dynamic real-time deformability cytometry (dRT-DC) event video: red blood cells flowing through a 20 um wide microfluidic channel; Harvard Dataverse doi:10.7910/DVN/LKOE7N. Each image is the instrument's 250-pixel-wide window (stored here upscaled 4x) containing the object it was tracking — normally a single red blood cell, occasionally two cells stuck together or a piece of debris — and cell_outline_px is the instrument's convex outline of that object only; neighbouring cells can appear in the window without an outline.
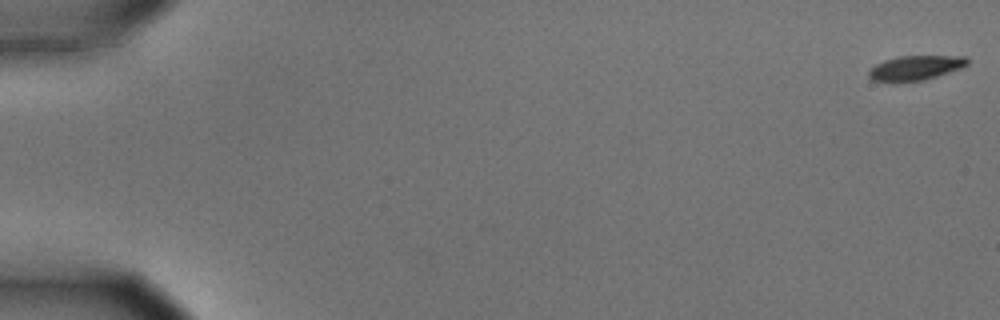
{"species": "common noctule bat (a hibernating species)", "species_latin": "Nyctalus noctula", "temperature_condition": "cold", "stored_images_in_passage": 8, "camera_frame_rate_fps": 3000, "um_per_image_px": 0.085, "animal": {"sex": "male", "body_mass_g": 15.6}, "frame": {"image": 1, "passage_image": 1, "time_ms": 0.0, "image_size_px": [1000, 320], "cell_outline_px": [[968, 64], [960, 68], [924, 80], [892, 84], [872, 80], [868, 76], [868, 72], [876, 64], [884, 60], [900, 56], [968, 56]], "centroid_in_image_um": [77.76, 5.79], "position_along_channel_um": 7.2, "area_um2": 14.39}}
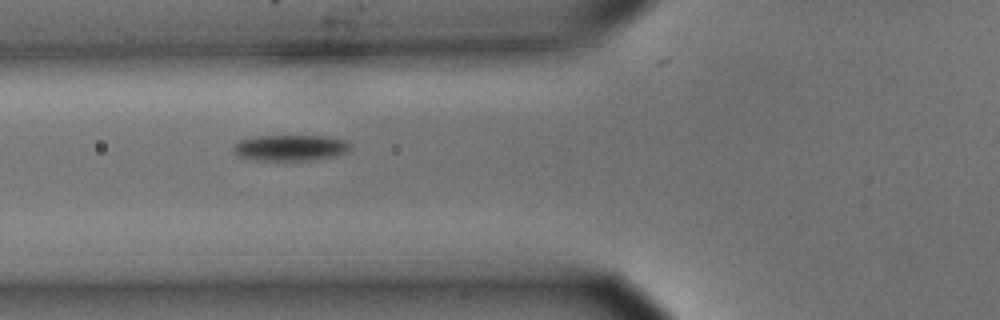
{"frame": {"image": 2, "passage_image": 7, "time_ms": 2.0, "image_size_px": [1000, 320], "cell_outline_px": [[352, 148], [348, 152], [332, 156], [308, 160], [260, 160], [236, 156], [232, 148], [240, 140], [256, 136], [328, 136], [348, 140], [352, 144]], "centroid_in_image_um": [24.73, 12.55], "position_along_channel_um": 101.1, "area_um2": 17.74}}
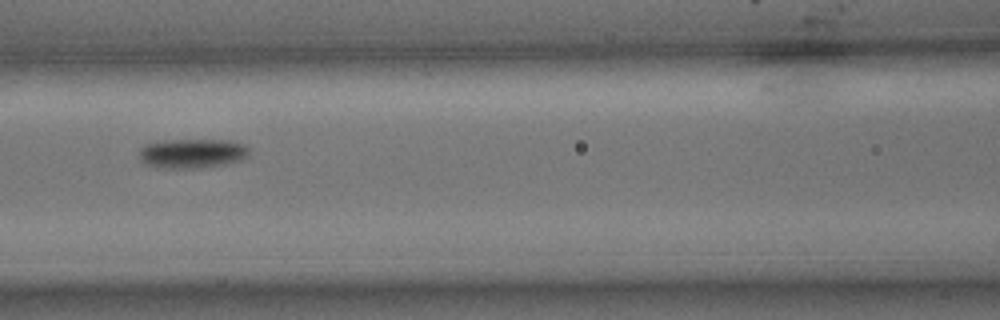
{"frame": {"image": 3, "passage_image": 8, "time_ms": 2.333, "image_size_px": [1000, 320], "cell_outline_px": [[248, 156], [240, 160], [228, 164], [200, 168], [160, 168], [144, 164], [140, 160], [140, 148], [144, 144], [164, 140], [228, 140], [244, 144], [248, 148]], "centroid_in_image_um": [16.32, 13.04], "position_along_channel_um": 150.3, "area_um2": 19.07}}